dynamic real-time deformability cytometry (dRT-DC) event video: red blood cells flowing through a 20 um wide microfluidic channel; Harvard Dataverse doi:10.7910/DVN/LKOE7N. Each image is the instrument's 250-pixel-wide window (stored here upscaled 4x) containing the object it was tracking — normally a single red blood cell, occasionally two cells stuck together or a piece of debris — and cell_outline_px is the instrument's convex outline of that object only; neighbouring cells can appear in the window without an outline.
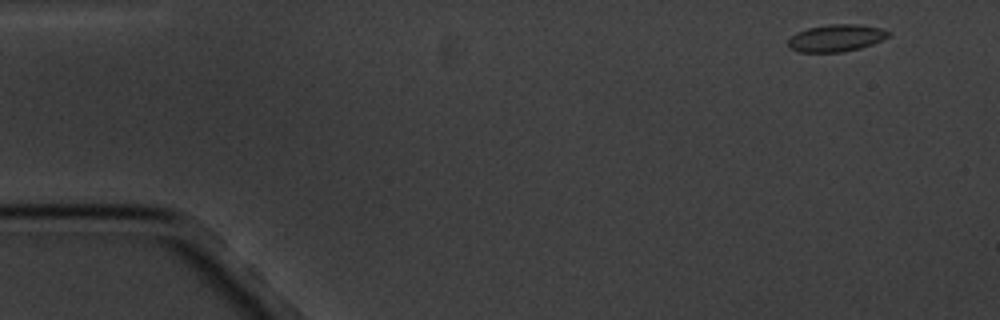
{"species": "common noctule bat (a hibernating species)", "species_latin": "Nyctalus noctula", "temperature_condition": "cold", "stored_images_in_passage": 7, "camera_frame_rate_fps": 3000, "um_per_image_px": 0.085, "animal": {"sex": "male", "body_mass_g": 20.1, "forearm_length_mm": 53.5}, "frame": {"image": 1, "passage_image": 1, "time_ms": 0.0, "image_size_px": [1000, 320], "cell_outline_px": [[892, 32], [888, 36], [872, 44], [860, 48], [840, 52], [800, 52], [788, 48], [788, 40], [796, 32], [808, 28], [828, 24], [860, 24], [880, 28]], "centroid_in_image_um": [71.05, 3.23], "position_along_channel_um": 13.9, "area_um2": 15.84}}
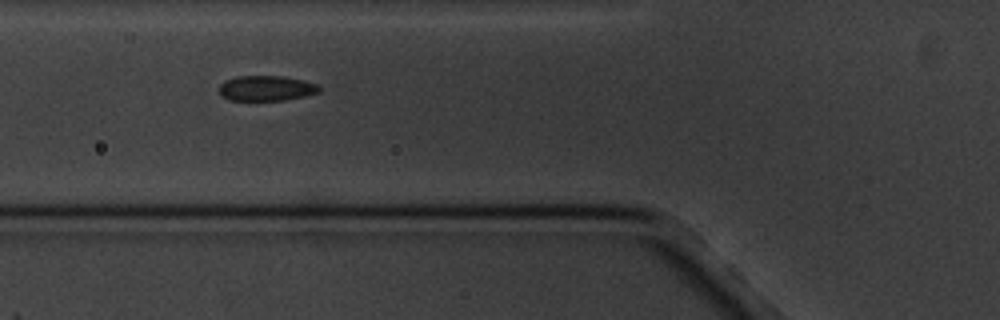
{"frame": {"image": 2, "passage_image": 6, "time_ms": 5.667, "image_size_px": [1000, 320], "cell_outline_px": [[320, 92], [304, 96], [284, 100], [228, 100], [220, 96], [220, 84], [224, 80], [236, 76], [284, 76], [316, 84], [320, 88]], "centroid_in_image_um": [22.58, 7.5], "position_along_channel_um": 103.2, "area_um2": 14.68}}
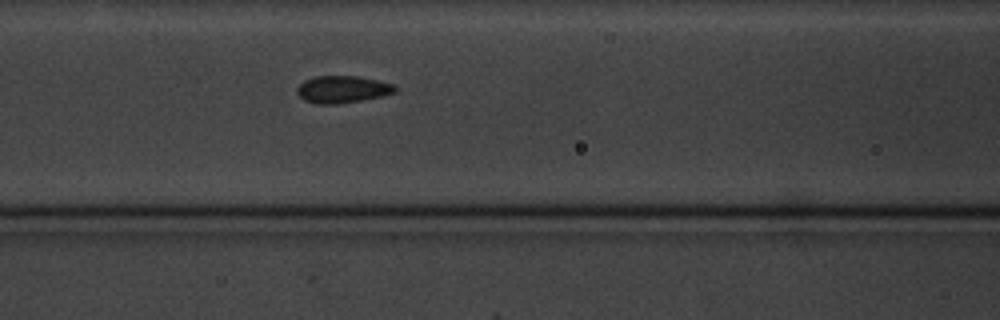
{"frame": {"image": 3, "passage_image": 7, "time_ms": 6.667, "image_size_px": [1000, 320], "cell_outline_px": [[396, 92], [380, 96], [360, 100], [336, 104], [316, 104], [304, 100], [296, 92], [296, 88], [304, 80], [316, 76], [356, 76], [396, 84]], "centroid_in_image_um": [29.08, 7.59], "position_along_channel_um": 137.5, "area_um2": 15.43}}